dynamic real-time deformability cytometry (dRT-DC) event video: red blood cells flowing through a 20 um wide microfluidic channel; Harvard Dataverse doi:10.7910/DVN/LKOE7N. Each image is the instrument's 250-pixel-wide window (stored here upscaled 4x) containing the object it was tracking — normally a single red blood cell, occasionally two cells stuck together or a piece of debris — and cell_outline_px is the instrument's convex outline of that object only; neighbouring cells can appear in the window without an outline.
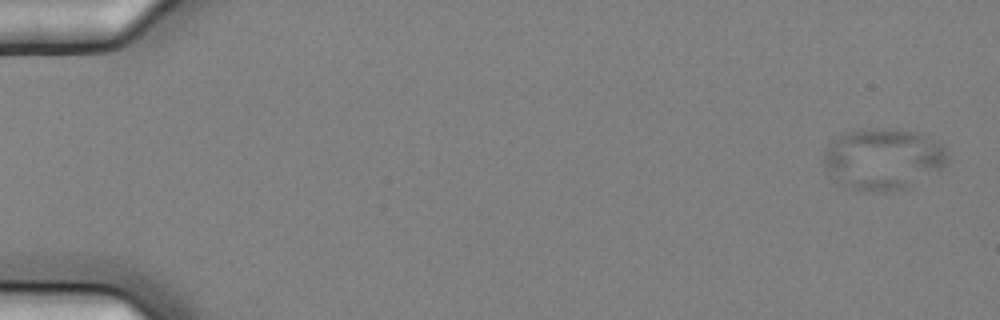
{"species": "common noctule bat (a hibernating species)", "species_latin": "Nyctalus noctula", "temperature_condition": "cold", "stored_images_in_passage": 10, "camera_frame_rate_fps": 3000, "um_per_image_px": 0.085, "animal": {"sex": "female", "body_mass_g": 25.1}, "frame": {"image": 1, "passage_image": 1, "time_ms": 0.0, "image_size_px": [1000, 320], "cell_outline_px": [[948, 164], [904, 188], [884, 192], [848, 188], [836, 180], [824, 164], [824, 152], [828, 144], [840, 136], [848, 132], [876, 128], [900, 128], [916, 132], [928, 136], [948, 148]], "centroid_in_image_um": [75.1, 13.48], "position_along_channel_um": 9.9, "area_um2": 43.87}}
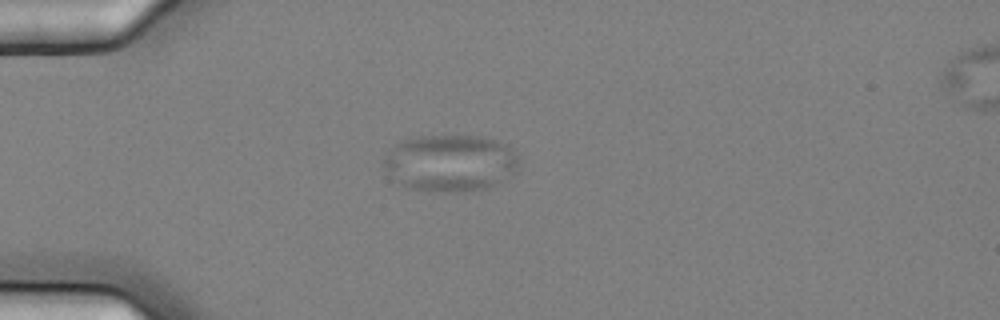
{"frame": {"image": 2, "passage_image": 5, "time_ms": 1.333, "image_size_px": [1000, 320], "cell_outline_px": [[520, 160], [500, 180], [488, 188], [464, 192], [428, 192], [404, 188], [384, 168], [384, 160], [392, 148], [400, 140], [420, 136], [488, 136], [508, 144], [520, 156]], "centroid_in_image_um": [38.25, 13.85], "position_along_channel_um": 46.8, "area_um2": 44.85}}
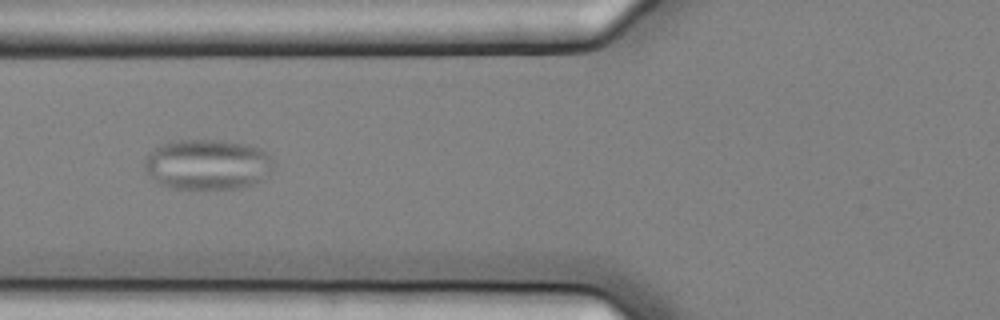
{"frame": {"image": 3, "passage_image": 7, "time_ms": 2.0, "image_size_px": [1000, 320], "cell_outline_px": [[272, 172], [264, 180], [240, 188], [172, 188], [160, 184], [144, 168], [144, 156], [148, 152], [160, 144], [176, 140], [220, 140], [244, 144], [260, 148], [268, 152], [272, 160]], "centroid_in_image_um": [17.64, 13.97], "position_along_channel_um": 108.2, "area_um2": 38.03}}